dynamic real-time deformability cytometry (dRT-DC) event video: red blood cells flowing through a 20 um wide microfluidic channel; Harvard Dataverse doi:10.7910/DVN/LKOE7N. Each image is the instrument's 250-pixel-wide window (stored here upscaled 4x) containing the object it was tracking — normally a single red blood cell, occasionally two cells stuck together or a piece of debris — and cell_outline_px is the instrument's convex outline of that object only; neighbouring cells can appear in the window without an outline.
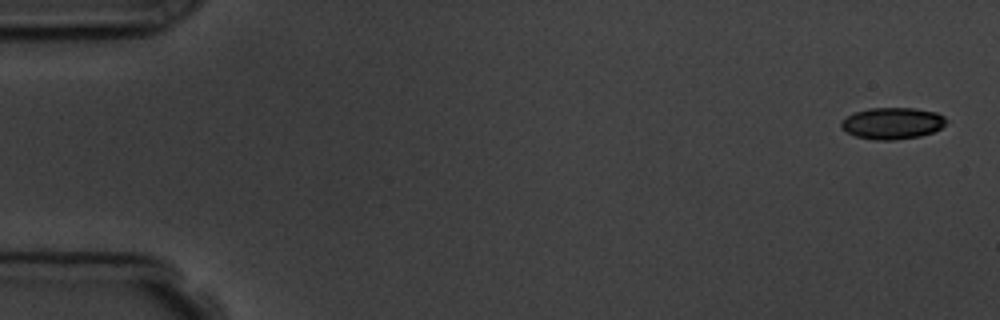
{"species": "common noctule bat (a hibernating species)", "species_latin": "Nyctalus noctula", "temperature_condition": "room temperature", "stored_images_in_passage": 8, "camera_frame_rate_fps": 3000, "um_per_image_px": 0.085, "animal": {"sex": "male", "body_mass_g": 19.5, "forearm_length_mm": 54.6}, "frame": {"image": 1, "passage_image": 1, "time_ms": 0.0, "image_size_px": [1000, 320], "cell_outline_px": [[948, 120], [940, 128], [932, 132], [920, 136], [896, 140], [876, 140], [856, 136], [848, 132], [840, 124], [848, 116], [856, 112], [868, 108], [916, 108], [936, 112], [944, 116]], "centroid_in_image_um": [75.9, 10.47], "position_along_channel_um": 9.1, "area_um2": 19.13}}
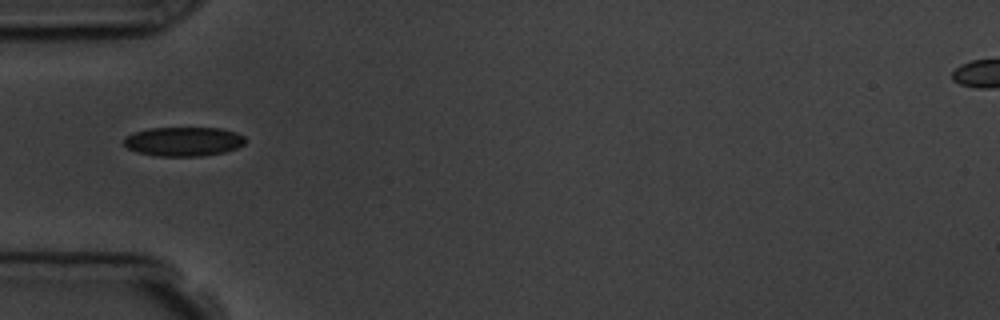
{"frame": {"image": 2, "passage_image": 5, "time_ms": 5.333, "image_size_px": [1000, 320], "cell_outline_px": [[248, 140], [244, 144], [236, 148], [224, 152], [200, 156], [160, 156], [136, 152], [128, 148], [124, 144], [124, 136], [148, 128], [220, 128], [236, 132], [244, 136]], "centroid_in_image_um": [15.61, 12.02], "position_along_channel_um": 69.4, "area_um2": 20.69}}